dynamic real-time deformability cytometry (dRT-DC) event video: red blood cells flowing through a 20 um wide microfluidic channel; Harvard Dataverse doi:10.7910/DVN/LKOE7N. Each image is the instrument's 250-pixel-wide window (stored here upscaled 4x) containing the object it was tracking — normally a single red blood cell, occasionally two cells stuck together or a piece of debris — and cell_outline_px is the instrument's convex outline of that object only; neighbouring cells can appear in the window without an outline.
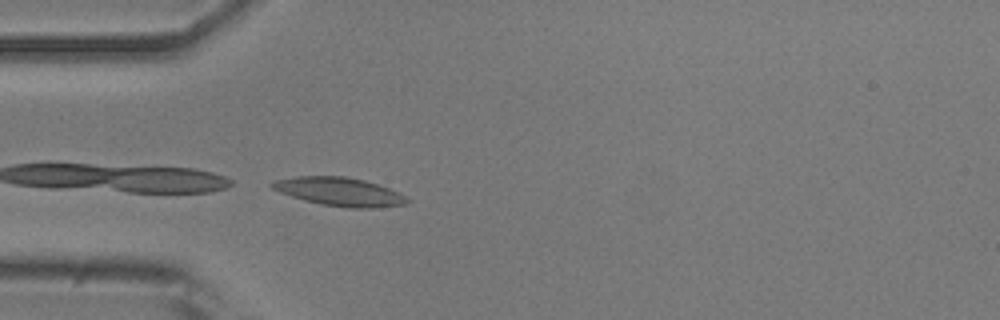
{"species": "common noctule bat (a hibernating species)", "species_latin": "Nyctalus noctula", "temperature_condition": "room temperature", "stored_images_in_passage": 11, "camera_frame_rate_fps": 3000, "um_per_image_px": 0.085, "animal": {"sex": "male", "body_mass_g": 20.5, "forearm_length_mm": 52.5}, "frame": {"image": 1, "passage_image": 11, "time_ms": 3.333, "image_size_px": [1000, 320], "cell_outline_px": [[412, 200], [404, 204], [376, 208], [348, 208], [320, 204], [304, 200], [280, 192], [272, 188], [268, 184], [276, 180], [296, 176], [344, 176], [364, 180], [388, 188]], "centroid_in_image_um": [28.84, 16.3], "position_along_channel_um": 56.2, "area_um2": 22.25}}